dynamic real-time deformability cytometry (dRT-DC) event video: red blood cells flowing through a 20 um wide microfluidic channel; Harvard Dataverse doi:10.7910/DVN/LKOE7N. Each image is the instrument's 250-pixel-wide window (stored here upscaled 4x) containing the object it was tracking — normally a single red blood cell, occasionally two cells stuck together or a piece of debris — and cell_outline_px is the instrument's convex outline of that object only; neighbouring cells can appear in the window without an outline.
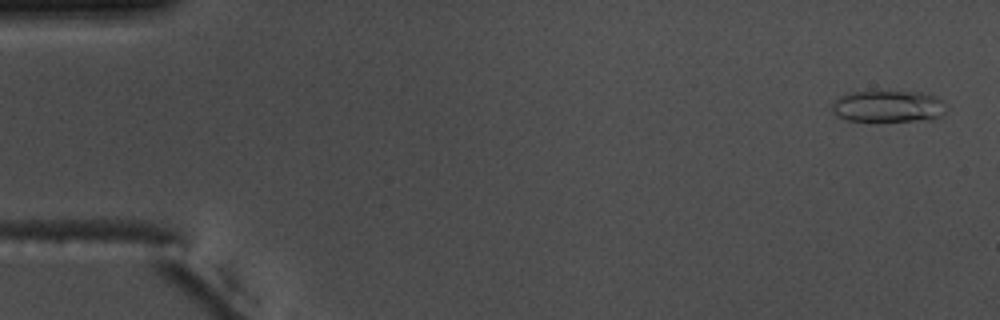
{"species": "common noctule bat (a hibernating species)", "species_latin": "Nyctalus noctula", "temperature_condition": "warm", "stored_images_in_passage": 54, "camera_frame_rate_fps": 3000, "um_per_image_px": 0.085, "animal": {"sex": "male", "body_mass_g": 17.5, "forearm_length_mm": 52.3}, "frame": {"image": 1, "passage_image": 2, "time_ms": 0.333, "image_size_px": [1000, 320], "cell_outline_px": [[944, 116], [936, 120], [848, 120], [836, 116], [832, 112], [832, 104], [840, 96], [848, 92], [920, 92], [936, 96], [944, 100]], "centroid_in_image_um": [75.53, 9.04], "position_along_channel_um": 9.5, "area_um2": 21.04}}
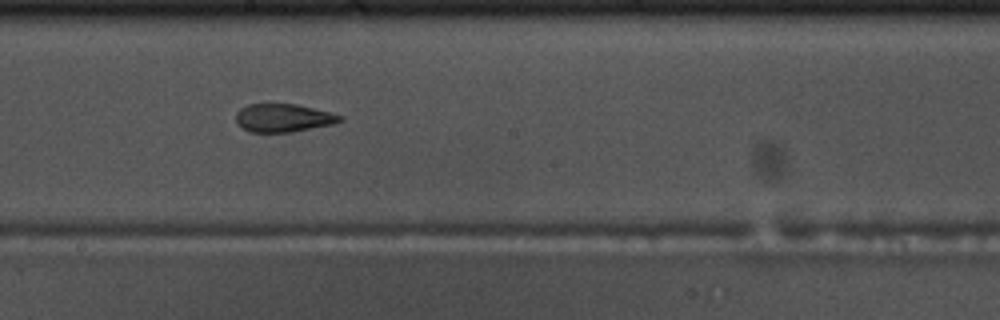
{"frame": {"image": 2, "passage_image": 30, "time_ms": 9.667, "image_size_px": [1000, 320], "cell_outline_px": [[344, 120], [332, 124], [292, 132], [252, 132], [236, 124], [236, 112], [240, 108], [248, 104], [296, 104], [344, 116]], "centroid_in_image_um": [24.06, 10.02], "position_along_channel_um": 224.1, "area_um2": 16.99}}
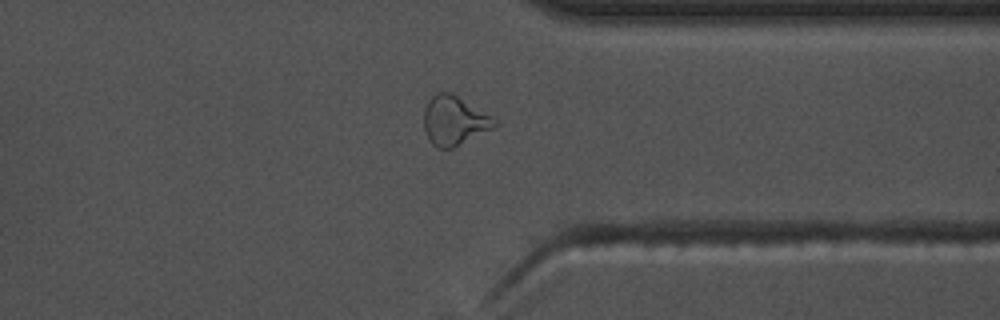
{"frame": {"image": 3, "passage_image": 42, "time_ms": 13.667, "image_size_px": [1000, 320], "cell_outline_px": [[500, 124], [452, 148], [436, 148], [428, 140], [424, 128], [424, 108], [428, 100], [436, 92], [452, 92]], "centroid_in_image_um": [38.53, 10.25], "position_along_channel_um": 372.9, "area_um2": 19.83}, "authors_computed_cell_mechanics": {"area_um2": 18.9584, "velocity_mm_per_s": 3.7702, "shape_relaxation_time_tau1_ms": null, "shape_relaxation_time_tau2_ms": 1.9727, "deformation_change_tau1": null, "deformation_change_tau2": 0.1043}}